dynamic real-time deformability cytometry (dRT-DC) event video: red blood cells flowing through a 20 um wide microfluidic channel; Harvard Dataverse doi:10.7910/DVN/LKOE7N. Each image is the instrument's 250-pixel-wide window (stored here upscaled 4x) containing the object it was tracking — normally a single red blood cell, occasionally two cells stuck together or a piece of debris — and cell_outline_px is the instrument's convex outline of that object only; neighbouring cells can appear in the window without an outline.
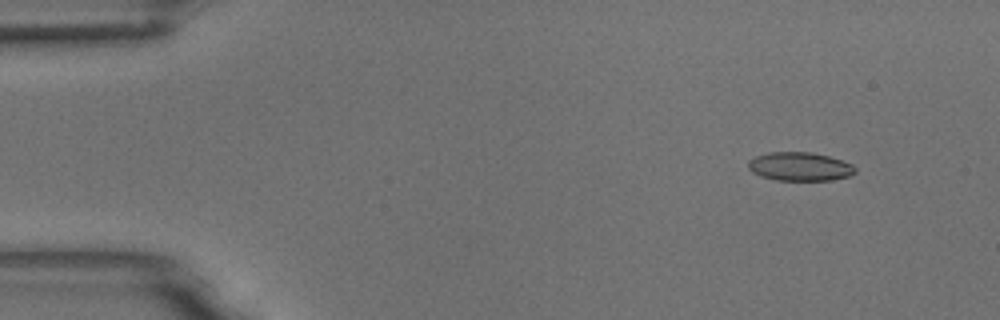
{"species": "common noctule bat (a hibernating species)", "species_latin": "Nyctalus noctula", "temperature_condition": "room temperature", "stored_images_in_passage": 14, "camera_frame_rate_fps": 3000, "um_per_image_px": 0.085, "animal": {"sex": "male", "body_mass_g": 18.8}, "frame": {"image": 1, "passage_image": 1, "time_ms": 0.0, "image_size_px": [1000, 320], "cell_outline_px": [[856, 172], [848, 176], [832, 180], [776, 180], [760, 176], [752, 172], [748, 168], [748, 160], [756, 156], [768, 152], [812, 152], [828, 156], [852, 164], [856, 168]], "centroid_in_image_um": [67.96, 14.15], "position_along_channel_um": 17.0, "area_um2": 17.86}}
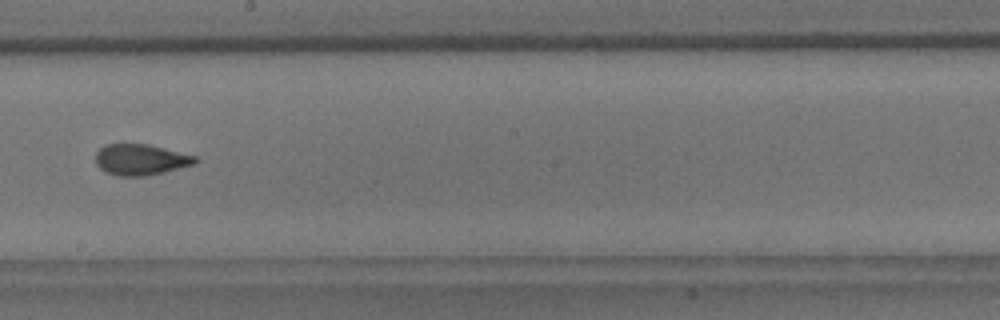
{"frame": {"image": 2, "passage_image": 8, "time_ms": 2.333, "image_size_px": [1000, 320], "cell_outline_px": [[200, 160], [196, 164], [164, 172], [144, 176], [116, 176], [100, 168], [96, 164], [96, 152], [100, 148], [108, 144], [148, 144], [196, 156]], "centroid_in_image_um": [11.99, 13.57], "position_along_channel_um": 236.2, "area_um2": 17.98}}
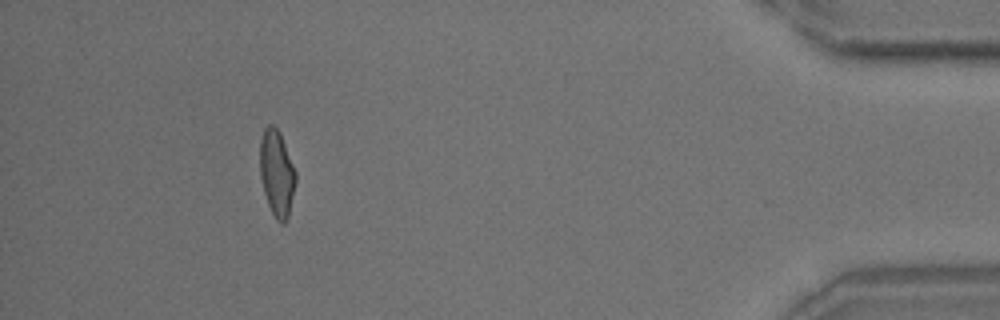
{"frame": {"image": 3, "passage_image": 13, "time_ms": 4.0, "image_size_px": [1000, 320], "cell_outline_px": [[296, 180], [288, 216], [284, 224], [280, 224], [276, 220], [268, 204], [264, 192], [260, 176], [260, 140], [264, 128], [268, 124], [272, 124], [280, 132], [296, 172]], "centroid_in_image_um": [23.52, 14.71], "position_along_channel_um": 411.7, "area_um2": 17.92}}